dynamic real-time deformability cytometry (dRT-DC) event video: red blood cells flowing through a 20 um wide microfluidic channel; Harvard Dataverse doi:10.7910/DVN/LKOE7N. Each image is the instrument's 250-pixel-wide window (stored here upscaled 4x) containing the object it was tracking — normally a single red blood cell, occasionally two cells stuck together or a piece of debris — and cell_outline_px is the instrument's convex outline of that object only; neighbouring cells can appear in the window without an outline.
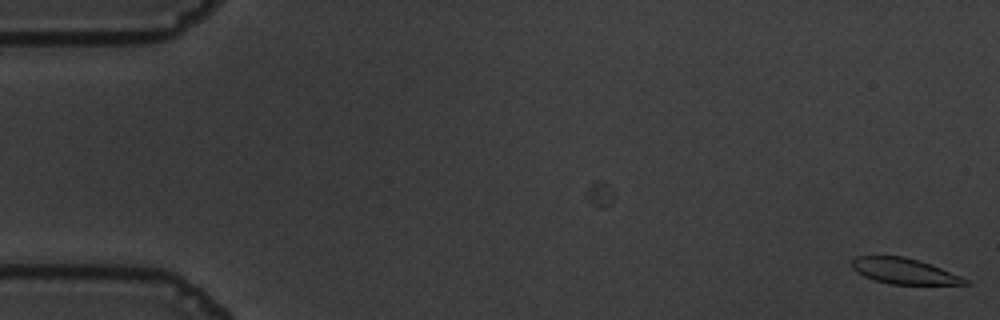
{"species": "common noctule bat (a hibernating species)", "species_latin": "Nyctalus noctula", "temperature_condition": "warm", "stored_images_in_passage": 5, "camera_frame_rate_fps": 3000, "um_per_image_px": 0.085, "animal": {"sex": "male", "body_mass_g": 19.5, "forearm_length_mm": 54.6}, "frame": {"image": 1, "passage_image": 5, "time_ms": 1.333, "image_size_px": [1000, 320], "cell_outline_px": [[972, 284], [892, 284], [876, 280], [864, 276], [856, 272], [852, 268], [852, 260], [856, 256], [904, 256], [940, 268], [960, 276], [968, 280]], "centroid_in_image_um": [76.81, 23.04], "position_along_channel_um": 8.2, "area_um2": 16.59}}